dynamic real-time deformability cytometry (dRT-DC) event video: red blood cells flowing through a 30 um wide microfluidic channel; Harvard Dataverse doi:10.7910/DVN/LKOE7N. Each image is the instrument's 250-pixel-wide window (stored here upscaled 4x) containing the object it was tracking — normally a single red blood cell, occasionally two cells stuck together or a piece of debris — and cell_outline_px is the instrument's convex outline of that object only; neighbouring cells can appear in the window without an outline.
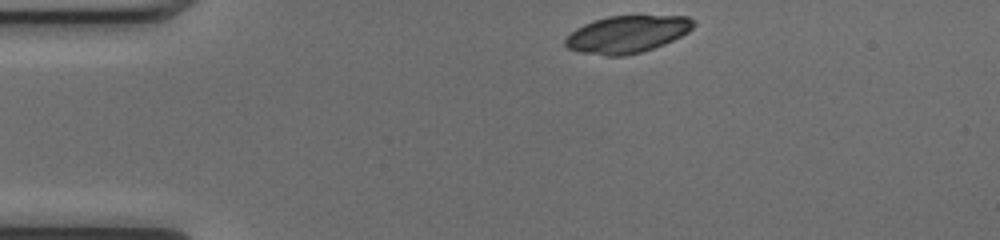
{"species": "common noctule bat (a hibernating species)", "species_latin": "Nyctalus noctula", "temperature_condition": "cold", "stored_images_in_passage": 42, "camera_frame_rate_fps": 3000, "um_per_image_px": 0.085, "animal": {"sex": "female", "body_mass_g": 17.0, "forearm_length_mm": 48.0}, "frame": {"image": 1, "passage_image": 1, "time_ms": 0.0, "image_size_px": [1000, 240], "cell_outline_px": [[696, 24], [688, 32], [664, 44], [640, 52], [624, 56], [604, 56], [580, 52], [568, 48], [564, 44], [564, 40], [576, 28], [584, 24], [608, 16], [688, 16], [696, 20]], "centroid_in_image_um": [53.31, 2.91], "position_along_channel_um": 31.7, "area_um2": 27.69}}
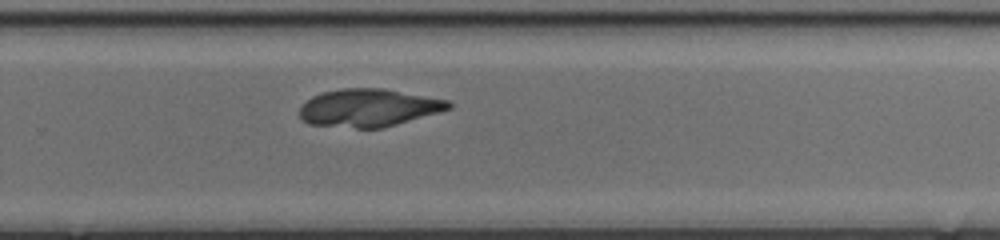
{"frame": {"image": 2, "passage_image": 25, "time_ms": 8.0, "image_size_px": [1000, 240], "cell_outline_px": [[452, 108], [384, 128], [356, 128], [308, 124], [300, 120], [300, 108], [312, 96], [324, 92], [340, 88], [384, 88], [448, 100], [452, 104]], "centroid_in_image_um": [31.33, 9.16], "position_along_channel_um": 298.5, "area_um2": 32.83}}
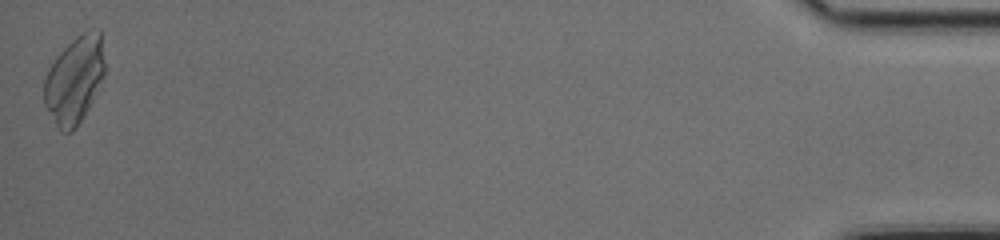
{"frame": {"image": 3, "passage_image": 42, "time_ms": 13.667, "image_size_px": [1000, 240], "cell_outline_px": [[104, 76], [80, 120], [72, 132], [64, 132], [56, 124], [44, 104], [44, 80], [48, 68], [56, 56], [76, 36], [88, 28], [104, 32]], "centroid_in_image_um": [6.34, 6.69], "position_along_channel_um": 428.9, "area_um2": 30.58}}